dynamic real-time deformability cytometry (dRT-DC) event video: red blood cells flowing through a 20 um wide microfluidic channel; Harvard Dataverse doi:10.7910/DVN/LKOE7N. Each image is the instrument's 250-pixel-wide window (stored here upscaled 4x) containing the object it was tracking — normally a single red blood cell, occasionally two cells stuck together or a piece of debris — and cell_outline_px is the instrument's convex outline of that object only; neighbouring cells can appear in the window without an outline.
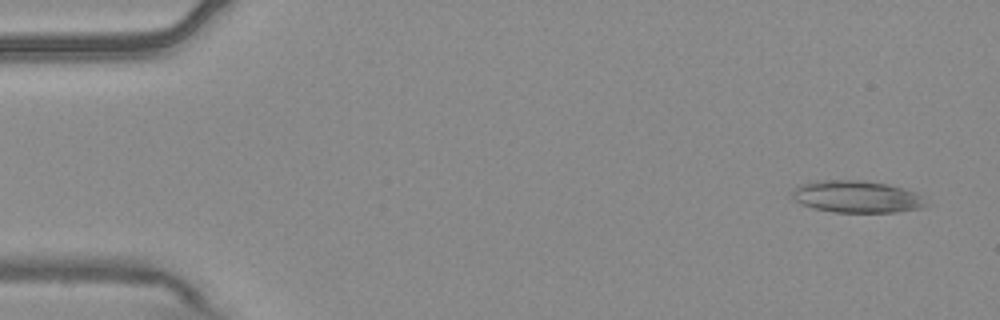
{"species": "common noctule bat (a hibernating species)", "species_latin": "Nyctalus noctula", "temperature_condition": "warm", "stored_images_in_passage": 6, "camera_frame_rate_fps": 3000, "um_per_image_px": 0.085, "animal": {"sex": "male", "body_mass_g": 20.4}, "frame": {"image": 1, "passage_image": 1, "time_ms": 0.0, "image_size_px": [1000, 320], "cell_outline_px": [[928, 204], [924, 208], [896, 212], [832, 212], [812, 208], [796, 200], [792, 196], [792, 188], [800, 184], [816, 180], [868, 180], [888, 184], [916, 192], [924, 196]], "centroid_in_image_um": [72.86, 16.71], "position_along_channel_um": 12.1, "area_um2": 25.37}}
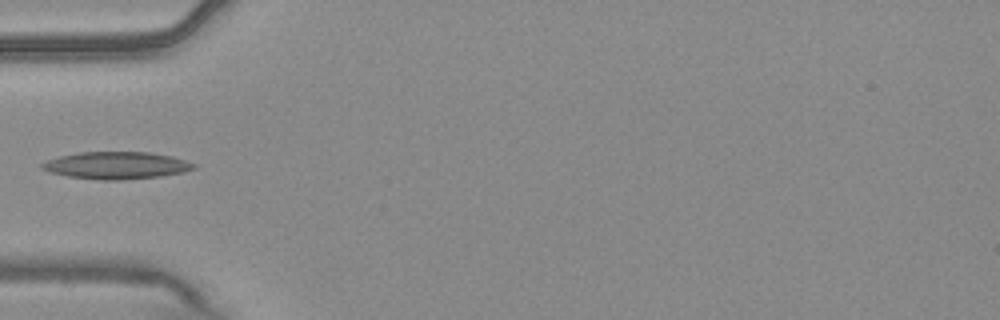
{"frame": {"image": 2, "passage_image": 5, "time_ms": 1.333, "image_size_px": [1000, 320], "cell_outline_px": [[196, 168], [184, 172], [160, 176], [120, 180], [100, 180], [68, 176], [48, 172], [40, 168], [40, 164], [48, 160], [60, 156], [80, 152], [148, 152], [172, 156], [196, 164]], "centroid_in_image_um": [9.88, 14.06], "position_along_channel_um": 75.1, "area_um2": 24.04}}
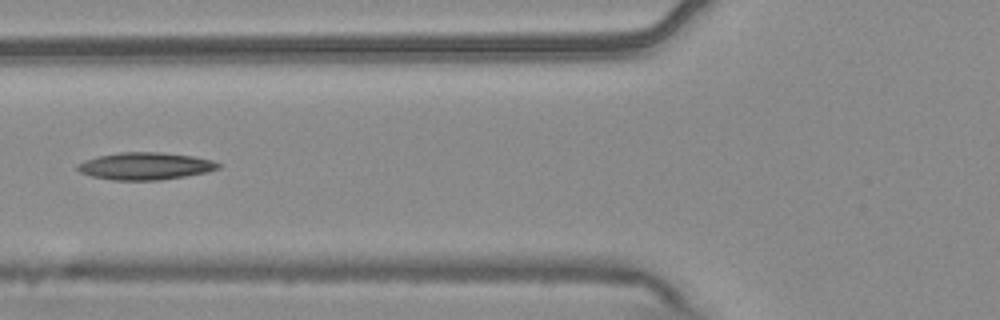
{"frame": {"image": 3, "passage_image": 6, "time_ms": 1.667, "image_size_px": [1000, 320], "cell_outline_px": [[220, 168], [208, 172], [160, 180], [112, 180], [92, 176], [80, 172], [76, 168], [76, 164], [84, 160], [96, 156], [120, 152], [160, 152], [192, 156], [212, 160], [220, 164]], "centroid_in_image_um": [12.32, 14.11], "position_along_channel_um": 113.5, "area_um2": 22.43}}